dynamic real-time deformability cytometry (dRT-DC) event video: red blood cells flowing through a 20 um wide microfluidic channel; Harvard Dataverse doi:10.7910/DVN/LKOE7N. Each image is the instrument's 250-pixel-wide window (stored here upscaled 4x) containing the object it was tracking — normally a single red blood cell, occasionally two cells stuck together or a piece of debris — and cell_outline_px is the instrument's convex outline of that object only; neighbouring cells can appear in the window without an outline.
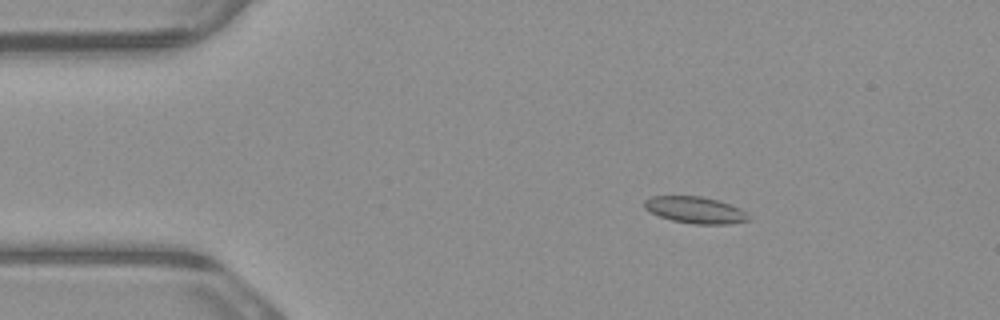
{"species": "common noctule bat (a hibernating species)", "species_latin": "Nyctalus noctula", "temperature_condition": "warm", "stored_images_in_passage": 2, "camera_frame_rate_fps": 3000, "um_per_image_px": 0.085, "animal": {"sex": "male", "body_mass_g": 23.1, "forearm_length_mm": 52.7}, "frame": {"image": 1, "passage_image": 1, "time_ms": 0.0, "image_size_px": [1000, 320], "cell_outline_px": [[748, 220], [728, 224], [696, 224], [672, 220], [660, 216], [644, 208], [644, 200], [652, 196], [700, 196], [716, 200], [740, 208], [748, 216]], "centroid_in_image_um": [59.06, 17.84], "position_along_channel_um": 25.9, "area_um2": 15.84}}
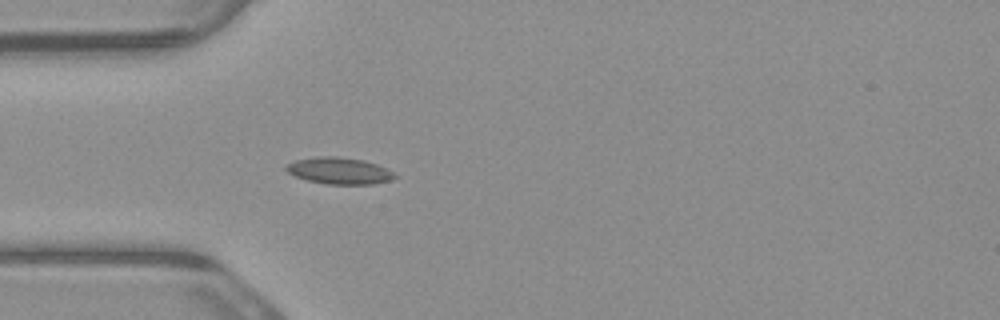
{"frame": {"image": 2, "passage_image": 2, "time_ms": 0.333, "image_size_px": [1000, 320], "cell_outline_px": [[396, 176], [388, 180], [372, 184], [328, 184], [308, 180], [296, 176], [288, 172], [284, 168], [284, 164], [296, 160], [320, 156], [336, 156], [364, 160], [376, 164], [392, 172]], "centroid_in_image_um": [28.78, 14.5], "position_along_channel_um": 56.2, "area_um2": 16.59}}